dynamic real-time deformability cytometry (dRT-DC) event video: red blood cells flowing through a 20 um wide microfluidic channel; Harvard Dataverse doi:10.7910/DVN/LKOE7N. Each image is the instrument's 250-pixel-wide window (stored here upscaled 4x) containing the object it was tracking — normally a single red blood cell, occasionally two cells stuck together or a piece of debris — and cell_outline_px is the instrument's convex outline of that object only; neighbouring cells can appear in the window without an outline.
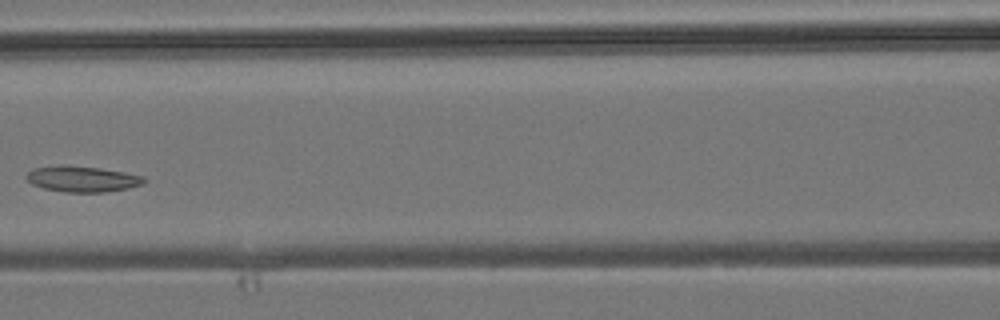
{"species": "common noctule bat (a hibernating species)", "species_latin": "Nyctalus noctula", "temperature_condition": "room temperature", "stored_images_in_passage": 5, "camera_frame_rate_fps": 3000, "um_per_image_px": 0.085, "animal": {"sex": "male", "body_mass_g": 19.2, "forearm_length_mm": 51.8}, "frame": {"image": 1, "passage_image": 5, "time_ms": 4.667, "image_size_px": [1000, 320], "cell_outline_px": [[144, 184], [128, 188], [104, 192], [64, 192], [44, 188], [32, 184], [24, 176], [32, 168], [60, 164], [64, 164], [100, 168], [124, 172], [144, 176]], "centroid_in_image_um": [6.96, 15.2], "position_along_channel_um": 159.6, "area_um2": 17.86}}